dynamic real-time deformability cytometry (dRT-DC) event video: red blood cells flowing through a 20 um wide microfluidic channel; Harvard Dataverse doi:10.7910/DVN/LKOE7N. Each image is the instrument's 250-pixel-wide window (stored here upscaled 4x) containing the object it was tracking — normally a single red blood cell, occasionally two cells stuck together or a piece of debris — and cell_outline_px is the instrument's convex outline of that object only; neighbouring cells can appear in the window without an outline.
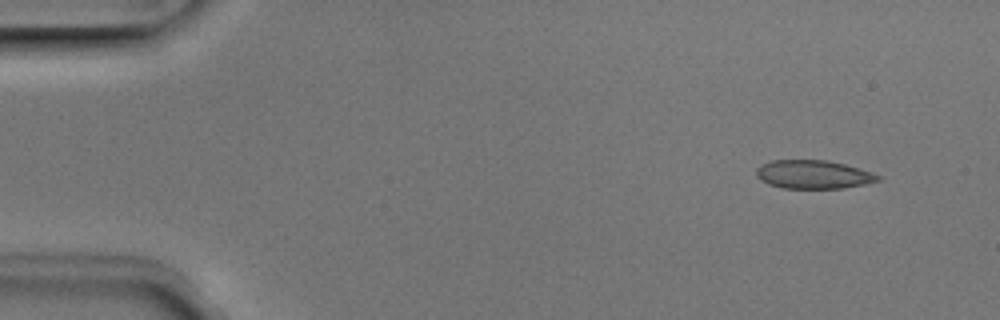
{"species": "Egyptian fruit bat (a non-hibernating species)", "species_latin": "Rousettus aegyptiacus", "temperature_condition": "room temperature", "stored_images_in_passage": 3, "camera_frame_rate_fps": 3000, "um_per_image_px": 0.085, "animal": {"sex": "male"}, "frame": {"image": 1, "passage_image": 1, "time_ms": 0.0, "image_size_px": [1000, 320], "cell_outline_px": [[880, 180], [864, 184], [844, 188], [784, 188], [768, 184], [760, 180], [756, 176], [756, 168], [772, 160], [828, 160], [844, 164], [872, 172], [880, 176]], "centroid_in_image_um": [69.12, 14.83], "position_along_channel_um": 15.9, "area_um2": 20.11}}